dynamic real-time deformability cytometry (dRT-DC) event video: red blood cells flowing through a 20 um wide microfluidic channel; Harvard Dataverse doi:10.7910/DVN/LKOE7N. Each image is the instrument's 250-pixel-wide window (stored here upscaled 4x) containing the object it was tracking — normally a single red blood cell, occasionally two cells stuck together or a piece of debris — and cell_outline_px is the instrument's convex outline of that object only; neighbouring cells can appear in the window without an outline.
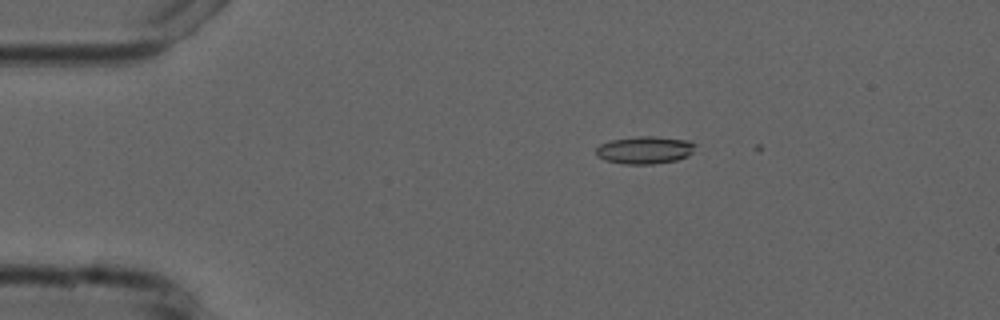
{"species": "common noctule bat (a hibernating species)", "species_latin": "Nyctalus noctula", "temperature_condition": "cold", "stored_images_in_passage": 6, "camera_frame_rate_fps": 3000, "um_per_image_px": 0.085, "animal": {"sex": "male", "forearm_length_mm": 52.5}, "frame": {"image": 1, "passage_image": 3, "time_ms": 2.333, "image_size_px": [1000, 320], "cell_outline_px": [[696, 144], [692, 152], [688, 156], [676, 160], [652, 164], [624, 164], [604, 160], [596, 156], [596, 148], [600, 144], [612, 140], [640, 136], [656, 136], [688, 140]], "centroid_in_image_um": [54.8, 12.75], "position_along_channel_um": 30.2, "area_um2": 15.95}}
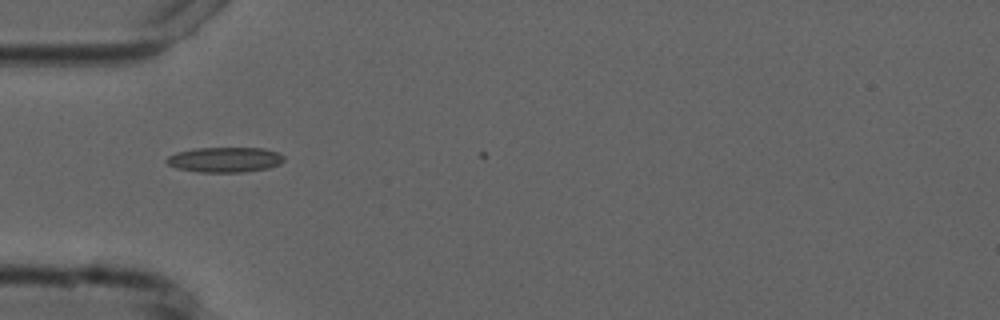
{"frame": {"image": 2, "passage_image": 5, "time_ms": 4.667, "image_size_px": [1000, 320], "cell_outline_px": [[284, 160], [280, 164], [268, 168], [244, 172], [196, 172], [176, 168], [168, 164], [164, 160], [168, 156], [176, 152], [196, 148], [264, 148], [276, 152], [284, 156]], "centroid_in_image_um": [19.09, 13.57], "position_along_channel_um": 65.9, "area_um2": 17.28}}